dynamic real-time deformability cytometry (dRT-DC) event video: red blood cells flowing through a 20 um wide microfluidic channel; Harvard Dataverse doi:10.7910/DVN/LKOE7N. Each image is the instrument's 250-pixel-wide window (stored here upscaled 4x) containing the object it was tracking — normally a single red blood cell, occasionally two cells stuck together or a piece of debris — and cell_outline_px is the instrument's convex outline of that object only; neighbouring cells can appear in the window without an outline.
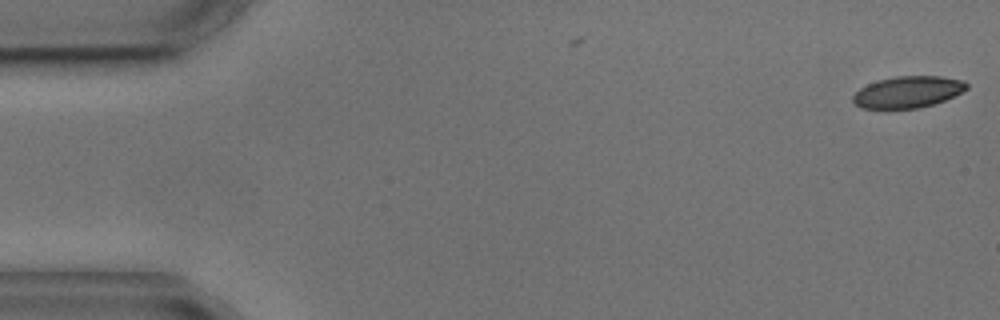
{"species": "common noctule bat (a hibernating species)", "species_latin": "Nyctalus noctula", "temperature_condition": "cold", "stored_images_in_passage": 4, "camera_frame_rate_fps": 3000, "um_per_image_px": 0.085, "animal": {"sex": "male", "body_mass_g": 17.9, "forearm_length_mm": 54.2}, "frame": {"image": 1, "passage_image": 1, "time_ms": 0.0, "image_size_px": [1000, 320], "cell_outline_px": [[968, 88], [944, 100], [920, 108], [860, 108], [852, 100], [852, 96], [860, 88], [876, 80], [896, 76], [940, 76], [964, 80], [968, 84]], "centroid_in_image_um": [77.15, 7.81], "position_along_channel_um": 7.8, "area_um2": 20.81}}
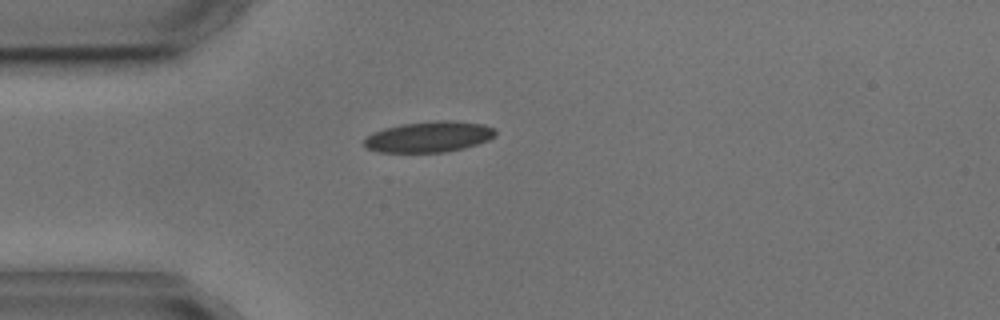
{"frame": {"image": 2, "passage_image": 4, "time_ms": 4.333, "image_size_px": [1000, 320], "cell_outline_px": [[496, 136], [488, 140], [464, 148], [444, 152], [376, 152], [364, 148], [364, 140], [368, 136], [384, 128], [404, 124], [440, 120], [452, 120], [484, 124], [492, 128], [496, 132]], "centroid_in_image_um": [36.46, 11.63], "position_along_channel_um": 48.5, "area_um2": 23.47}}